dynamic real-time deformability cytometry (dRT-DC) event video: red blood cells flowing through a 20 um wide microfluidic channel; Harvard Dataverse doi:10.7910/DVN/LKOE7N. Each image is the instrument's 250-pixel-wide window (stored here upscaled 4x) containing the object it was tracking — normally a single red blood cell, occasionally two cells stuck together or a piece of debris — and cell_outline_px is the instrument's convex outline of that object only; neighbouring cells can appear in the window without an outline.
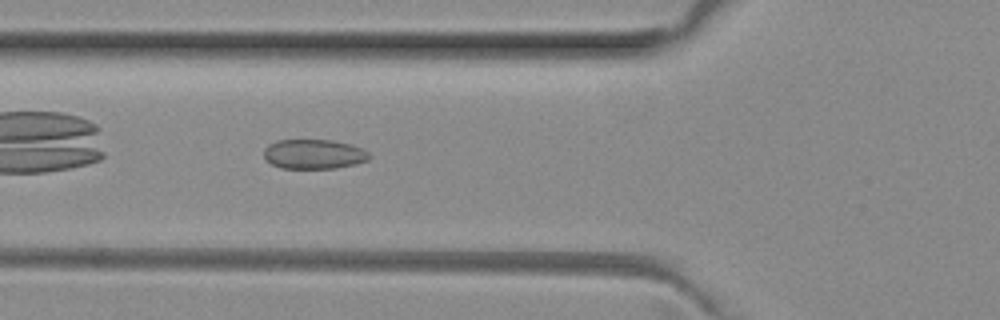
{"species": "common noctule bat (a hibernating species)", "species_latin": "Nyctalus noctula", "temperature_condition": "room temperature", "stored_images_in_passage": 2, "camera_frame_rate_fps": 3000, "um_per_image_px": 0.085, "animal": {"sex": "female", "body_mass_g": 29.2, "forearm_length_mm": 56.3}, "frame": {"image": 1, "passage_image": 2, "time_ms": 0.333, "image_size_px": [1000, 320], "cell_outline_px": [[372, 156], [368, 160], [356, 164], [336, 168], [280, 168], [264, 160], [264, 148], [268, 144], [276, 140], [332, 140], [348, 144], [360, 148], [368, 152]], "centroid_in_image_um": [26.64, 13.1], "position_along_channel_um": 99.2, "area_um2": 18.26}}